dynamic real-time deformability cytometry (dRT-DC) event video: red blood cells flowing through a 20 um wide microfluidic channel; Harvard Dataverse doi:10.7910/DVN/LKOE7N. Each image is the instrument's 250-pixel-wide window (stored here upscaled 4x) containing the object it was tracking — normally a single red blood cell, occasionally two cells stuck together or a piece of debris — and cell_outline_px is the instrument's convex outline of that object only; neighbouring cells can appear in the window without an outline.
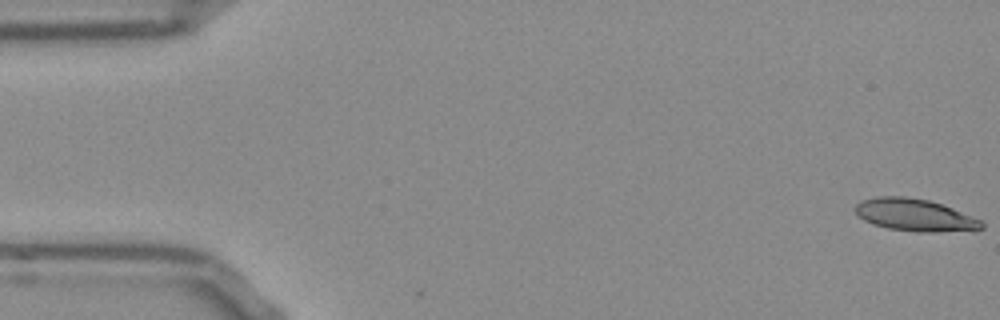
{"species": "Egyptian fruit bat (a non-hibernating species)", "species_latin": "Rousettus aegyptiacus", "temperature_condition": "room temperature", "stored_images_in_passage": 53, "camera_frame_rate_fps": 3000, "um_per_image_px": 0.085, "frame": {"image": 1, "passage_image": 1, "time_ms": 0.0, "image_size_px": [1000, 320], "cell_outline_px": [[984, 228], [936, 232], [916, 232], [888, 228], [872, 224], [864, 220], [856, 212], [856, 204], [860, 200], [880, 196], [904, 196], [928, 200], [952, 208], [980, 220], [984, 224]], "centroid_in_image_um": [77.71, 18.27], "position_along_channel_um": 7.3, "area_um2": 23.41}}
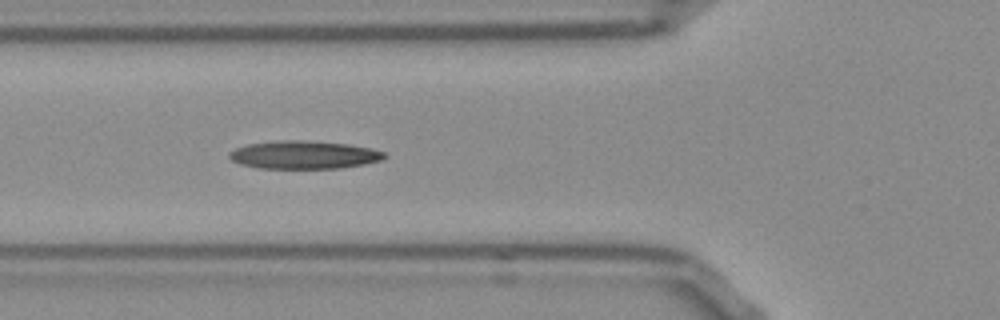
{"frame": {"image": 2, "passage_image": 19, "time_ms": 6.0, "image_size_px": [1000, 320], "cell_outline_px": [[388, 156], [380, 160], [364, 164], [340, 168], [260, 168], [240, 164], [232, 160], [228, 156], [228, 152], [236, 148], [248, 144], [276, 140], [304, 140], [348, 144], [368, 148], [384, 152]], "centroid_in_image_um": [25.8, 13.16], "position_along_channel_um": 100.0, "area_um2": 25.26}}
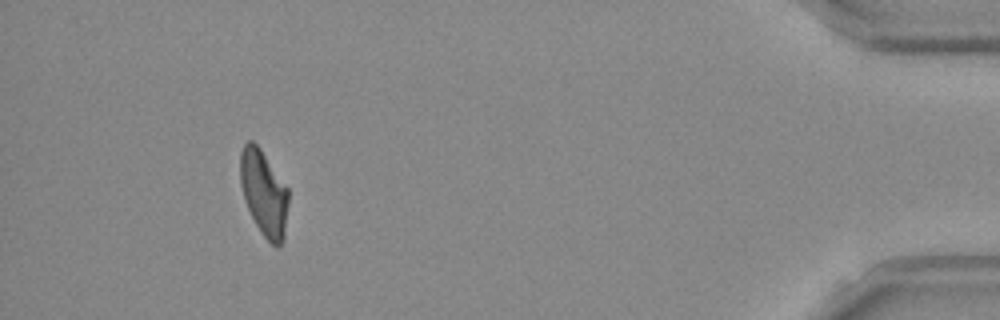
{"frame": {"image": 3, "passage_image": 49, "time_ms": 16.0, "image_size_px": [1000, 320], "cell_outline_px": [[288, 204], [284, 240], [276, 248], [260, 232], [244, 200], [240, 184], [240, 152], [244, 144], [248, 140], [252, 140], [260, 148], [288, 188]], "centroid_in_image_um": [22.42, 16.41], "position_along_channel_um": 412.8, "area_um2": 24.04}, "authors_computed_cell_mechanics": {"area_um2": 24.5072, "velocity_mm_per_s": 3.8035, "shape_relaxation_time_tau1_ms": null, "shape_relaxation_time_tau2_ms": 7.7919, "deformation_change_tau1": null, "deformation_change_tau2": 0.1906}}